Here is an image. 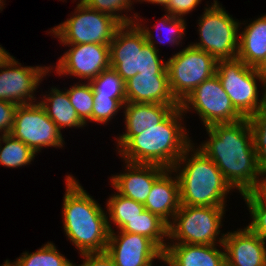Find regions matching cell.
Listing matches in <instances>:
<instances>
[{
    "label": "cell",
    "mask_w": 266,
    "mask_h": 266,
    "mask_svg": "<svg viewBox=\"0 0 266 266\" xmlns=\"http://www.w3.org/2000/svg\"><path fill=\"white\" fill-rule=\"evenodd\" d=\"M69 262L52 242H47L33 253H22L13 263L15 266H68Z\"/></svg>",
    "instance_id": "28"
},
{
    "label": "cell",
    "mask_w": 266,
    "mask_h": 266,
    "mask_svg": "<svg viewBox=\"0 0 266 266\" xmlns=\"http://www.w3.org/2000/svg\"><path fill=\"white\" fill-rule=\"evenodd\" d=\"M68 97L72 106L80 118V120L87 125V121H92V110L94 105L93 88L91 84L85 82L70 86L67 90Z\"/></svg>",
    "instance_id": "30"
},
{
    "label": "cell",
    "mask_w": 266,
    "mask_h": 266,
    "mask_svg": "<svg viewBox=\"0 0 266 266\" xmlns=\"http://www.w3.org/2000/svg\"><path fill=\"white\" fill-rule=\"evenodd\" d=\"M125 163V172L113 175L111 185L127 198L144 204L154 182L167 170L154 164Z\"/></svg>",
    "instance_id": "17"
},
{
    "label": "cell",
    "mask_w": 266,
    "mask_h": 266,
    "mask_svg": "<svg viewBox=\"0 0 266 266\" xmlns=\"http://www.w3.org/2000/svg\"><path fill=\"white\" fill-rule=\"evenodd\" d=\"M70 47L55 65L59 76H77L87 82L97 77L103 70L110 68V47L95 43L63 44Z\"/></svg>",
    "instance_id": "14"
},
{
    "label": "cell",
    "mask_w": 266,
    "mask_h": 266,
    "mask_svg": "<svg viewBox=\"0 0 266 266\" xmlns=\"http://www.w3.org/2000/svg\"><path fill=\"white\" fill-rule=\"evenodd\" d=\"M216 245L168 244L164 264L168 266H226L225 250Z\"/></svg>",
    "instance_id": "21"
},
{
    "label": "cell",
    "mask_w": 266,
    "mask_h": 266,
    "mask_svg": "<svg viewBox=\"0 0 266 266\" xmlns=\"http://www.w3.org/2000/svg\"><path fill=\"white\" fill-rule=\"evenodd\" d=\"M215 74L234 108L244 118H249L266 105V82L257 74L254 67L247 66L238 58L219 60L216 63ZM257 81L262 82L264 87L260 100Z\"/></svg>",
    "instance_id": "7"
},
{
    "label": "cell",
    "mask_w": 266,
    "mask_h": 266,
    "mask_svg": "<svg viewBox=\"0 0 266 266\" xmlns=\"http://www.w3.org/2000/svg\"><path fill=\"white\" fill-rule=\"evenodd\" d=\"M91 266H116L106 251L91 253Z\"/></svg>",
    "instance_id": "37"
},
{
    "label": "cell",
    "mask_w": 266,
    "mask_h": 266,
    "mask_svg": "<svg viewBox=\"0 0 266 266\" xmlns=\"http://www.w3.org/2000/svg\"><path fill=\"white\" fill-rule=\"evenodd\" d=\"M13 56L10 55L1 45H0V67L7 64Z\"/></svg>",
    "instance_id": "40"
},
{
    "label": "cell",
    "mask_w": 266,
    "mask_h": 266,
    "mask_svg": "<svg viewBox=\"0 0 266 266\" xmlns=\"http://www.w3.org/2000/svg\"><path fill=\"white\" fill-rule=\"evenodd\" d=\"M200 2L201 0H170L165 11L172 16L183 18L193 11Z\"/></svg>",
    "instance_id": "36"
},
{
    "label": "cell",
    "mask_w": 266,
    "mask_h": 266,
    "mask_svg": "<svg viewBox=\"0 0 266 266\" xmlns=\"http://www.w3.org/2000/svg\"><path fill=\"white\" fill-rule=\"evenodd\" d=\"M264 176V177H262ZM263 200H266V167L261 168L258 184L254 190Z\"/></svg>",
    "instance_id": "38"
},
{
    "label": "cell",
    "mask_w": 266,
    "mask_h": 266,
    "mask_svg": "<svg viewBox=\"0 0 266 266\" xmlns=\"http://www.w3.org/2000/svg\"><path fill=\"white\" fill-rule=\"evenodd\" d=\"M168 224L159 216L144 210L142 214L126 223L120 231L139 234L151 239L163 252L167 248Z\"/></svg>",
    "instance_id": "24"
},
{
    "label": "cell",
    "mask_w": 266,
    "mask_h": 266,
    "mask_svg": "<svg viewBox=\"0 0 266 266\" xmlns=\"http://www.w3.org/2000/svg\"><path fill=\"white\" fill-rule=\"evenodd\" d=\"M93 88V96L109 98H126L125 81L113 68L103 70L97 77L89 82Z\"/></svg>",
    "instance_id": "29"
},
{
    "label": "cell",
    "mask_w": 266,
    "mask_h": 266,
    "mask_svg": "<svg viewBox=\"0 0 266 266\" xmlns=\"http://www.w3.org/2000/svg\"><path fill=\"white\" fill-rule=\"evenodd\" d=\"M73 16L50 29L62 44L110 45L121 24L109 15L88 7L81 0Z\"/></svg>",
    "instance_id": "9"
},
{
    "label": "cell",
    "mask_w": 266,
    "mask_h": 266,
    "mask_svg": "<svg viewBox=\"0 0 266 266\" xmlns=\"http://www.w3.org/2000/svg\"><path fill=\"white\" fill-rule=\"evenodd\" d=\"M88 7L95 9L103 14L109 15L116 19L121 25L134 23L135 20L138 21L139 15L134 13V17L127 16V14H119L121 11L129 9L131 10L133 1L137 0H81ZM117 11V12H116Z\"/></svg>",
    "instance_id": "31"
},
{
    "label": "cell",
    "mask_w": 266,
    "mask_h": 266,
    "mask_svg": "<svg viewBox=\"0 0 266 266\" xmlns=\"http://www.w3.org/2000/svg\"><path fill=\"white\" fill-rule=\"evenodd\" d=\"M137 1L141 3L145 1L152 4H159L162 5L164 8H166L170 0H137Z\"/></svg>",
    "instance_id": "42"
},
{
    "label": "cell",
    "mask_w": 266,
    "mask_h": 266,
    "mask_svg": "<svg viewBox=\"0 0 266 266\" xmlns=\"http://www.w3.org/2000/svg\"><path fill=\"white\" fill-rule=\"evenodd\" d=\"M225 207L180 205L168 226V239L175 242H168V244L216 245L219 243L222 247L225 234L220 232V228ZM220 233L222 236L218 240Z\"/></svg>",
    "instance_id": "6"
},
{
    "label": "cell",
    "mask_w": 266,
    "mask_h": 266,
    "mask_svg": "<svg viewBox=\"0 0 266 266\" xmlns=\"http://www.w3.org/2000/svg\"><path fill=\"white\" fill-rule=\"evenodd\" d=\"M1 266H15V264L13 262L11 263L9 260H6Z\"/></svg>",
    "instance_id": "43"
},
{
    "label": "cell",
    "mask_w": 266,
    "mask_h": 266,
    "mask_svg": "<svg viewBox=\"0 0 266 266\" xmlns=\"http://www.w3.org/2000/svg\"><path fill=\"white\" fill-rule=\"evenodd\" d=\"M180 105L126 102L124 108L125 133L116 138L119 149L131 136L139 135L148 127L158 125L174 108Z\"/></svg>",
    "instance_id": "19"
},
{
    "label": "cell",
    "mask_w": 266,
    "mask_h": 266,
    "mask_svg": "<svg viewBox=\"0 0 266 266\" xmlns=\"http://www.w3.org/2000/svg\"><path fill=\"white\" fill-rule=\"evenodd\" d=\"M257 74L266 82V57L255 67Z\"/></svg>",
    "instance_id": "39"
},
{
    "label": "cell",
    "mask_w": 266,
    "mask_h": 266,
    "mask_svg": "<svg viewBox=\"0 0 266 266\" xmlns=\"http://www.w3.org/2000/svg\"><path fill=\"white\" fill-rule=\"evenodd\" d=\"M135 23L139 26V28L144 33L146 42L151 44L155 49H157L156 48L157 46L155 44L157 42H159V44L164 43V39H166L167 42L172 43L173 45L175 44V46L179 45L181 43V40L184 37V32L186 30V22H185L184 18L175 17V16H172V15L167 13L160 19V21L157 25L153 26L158 31L160 29H165L166 30L165 32L168 31L166 33L167 38H161L158 41H156L155 40L156 36L154 37V34H152L153 32L151 30H149V27L144 26V24L140 23L139 21L138 22L135 21ZM157 38H159V36Z\"/></svg>",
    "instance_id": "27"
},
{
    "label": "cell",
    "mask_w": 266,
    "mask_h": 266,
    "mask_svg": "<svg viewBox=\"0 0 266 266\" xmlns=\"http://www.w3.org/2000/svg\"><path fill=\"white\" fill-rule=\"evenodd\" d=\"M198 21L200 42L191 43L192 46L209 53L216 61L237 58L239 20L232 18L217 0H213Z\"/></svg>",
    "instance_id": "8"
},
{
    "label": "cell",
    "mask_w": 266,
    "mask_h": 266,
    "mask_svg": "<svg viewBox=\"0 0 266 266\" xmlns=\"http://www.w3.org/2000/svg\"><path fill=\"white\" fill-rule=\"evenodd\" d=\"M167 169L152 185L150 194L143 204L146 210L159 216L168 225L172 222L180 203L179 181Z\"/></svg>",
    "instance_id": "20"
},
{
    "label": "cell",
    "mask_w": 266,
    "mask_h": 266,
    "mask_svg": "<svg viewBox=\"0 0 266 266\" xmlns=\"http://www.w3.org/2000/svg\"><path fill=\"white\" fill-rule=\"evenodd\" d=\"M183 113L195 109L206 127L232 123L244 117L234 108L230 97L215 74L198 85L181 103Z\"/></svg>",
    "instance_id": "11"
},
{
    "label": "cell",
    "mask_w": 266,
    "mask_h": 266,
    "mask_svg": "<svg viewBox=\"0 0 266 266\" xmlns=\"http://www.w3.org/2000/svg\"><path fill=\"white\" fill-rule=\"evenodd\" d=\"M125 84L127 102L180 105L171 93L168 73H138Z\"/></svg>",
    "instance_id": "18"
},
{
    "label": "cell",
    "mask_w": 266,
    "mask_h": 266,
    "mask_svg": "<svg viewBox=\"0 0 266 266\" xmlns=\"http://www.w3.org/2000/svg\"><path fill=\"white\" fill-rule=\"evenodd\" d=\"M17 106L16 103L0 100V132L2 135L10 134Z\"/></svg>",
    "instance_id": "35"
},
{
    "label": "cell",
    "mask_w": 266,
    "mask_h": 266,
    "mask_svg": "<svg viewBox=\"0 0 266 266\" xmlns=\"http://www.w3.org/2000/svg\"><path fill=\"white\" fill-rule=\"evenodd\" d=\"M63 199L64 232L80 255L104 252L108 244L107 213L74 176H66ZM78 181V182H77Z\"/></svg>",
    "instance_id": "2"
},
{
    "label": "cell",
    "mask_w": 266,
    "mask_h": 266,
    "mask_svg": "<svg viewBox=\"0 0 266 266\" xmlns=\"http://www.w3.org/2000/svg\"><path fill=\"white\" fill-rule=\"evenodd\" d=\"M210 139L199 145L219 168L226 182L241 195L255 190L261 167L256 161L248 118L206 127Z\"/></svg>",
    "instance_id": "1"
},
{
    "label": "cell",
    "mask_w": 266,
    "mask_h": 266,
    "mask_svg": "<svg viewBox=\"0 0 266 266\" xmlns=\"http://www.w3.org/2000/svg\"><path fill=\"white\" fill-rule=\"evenodd\" d=\"M107 223L109 231H112L113 224L120 230L126 223L130 220L135 219L137 216L142 214L145 210V207L142 203L134 201L133 199L127 198L118 192L110 196L107 201Z\"/></svg>",
    "instance_id": "25"
},
{
    "label": "cell",
    "mask_w": 266,
    "mask_h": 266,
    "mask_svg": "<svg viewBox=\"0 0 266 266\" xmlns=\"http://www.w3.org/2000/svg\"><path fill=\"white\" fill-rule=\"evenodd\" d=\"M52 69L51 66L24 67L13 57L0 67V100L17 105L35 103L34 91L36 92L42 78Z\"/></svg>",
    "instance_id": "13"
},
{
    "label": "cell",
    "mask_w": 266,
    "mask_h": 266,
    "mask_svg": "<svg viewBox=\"0 0 266 266\" xmlns=\"http://www.w3.org/2000/svg\"><path fill=\"white\" fill-rule=\"evenodd\" d=\"M181 107L174 108L158 125L131 136L118 150L126 162L154 164L172 169L192 144L182 125Z\"/></svg>",
    "instance_id": "3"
},
{
    "label": "cell",
    "mask_w": 266,
    "mask_h": 266,
    "mask_svg": "<svg viewBox=\"0 0 266 266\" xmlns=\"http://www.w3.org/2000/svg\"><path fill=\"white\" fill-rule=\"evenodd\" d=\"M257 164L266 167V105L248 118Z\"/></svg>",
    "instance_id": "32"
},
{
    "label": "cell",
    "mask_w": 266,
    "mask_h": 266,
    "mask_svg": "<svg viewBox=\"0 0 266 266\" xmlns=\"http://www.w3.org/2000/svg\"><path fill=\"white\" fill-rule=\"evenodd\" d=\"M266 57V14L239 31L237 58L256 67Z\"/></svg>",
    "instance_id": "22"
},
{
    "label": "cell",
    "mask_w": 266,
    "mask_h": 266,
    "mask_svg": "<svg viewBox=\"0 0 266 266\" xmlns=\"http://www.w3.org/2000/svg\"><path fill=\"white\" fill-rule=\"evenodd\" d=\"M193 147L192 143L171 169L179 181L181 205L225 206L232 187L217 165L202 150Z\"/></svg>",
    "instance_id": "4"
},
{
    "label": "cell",
    "mask_w": 266,
    "mask_h": 266,
    "mask_svg": "<svg viewBox=\"0 0 266 266\" xmlns=\"http://www.w3.org/2000/svg\"><path fill=\"white\" fill-rule=\"evenodd\" d=\"M217 61L191 44L167 60L169 86L181 103L198 85L216 73Z\"/></svg>",
    "instance_id": "10"
},
{
    "label": "cell",
    "mask_w": 266,
    "mask_h": 266,
    "mask_svg": "<svg viewBox=\"0 0 266 266\" xmlns=\"http://www.w3.org/2000/svg\"><path fill=\"white\" fill-rule=\"evenodd\" d=\"M93 99L92 121L101 124L108 123L127 102L126 98H109L105 96H93Z\"/></svg>",
    "instance_id": "34"
},
{
    "label": "cell",
    "mask_w": 266,
    "mask_h": 266,
    "mask_svg": "<svg viewBox=\"0 0 266 266\" xmlns=\"http://www.w3.org/2000/svg\"><path fill=\"white\" fill-rule=\"evenodd\" d=\"M266 239L248 226L227 232L223 241L226 266H266Z\"/></svg>",
    "instance_id": "16"
},
{
    "label": "cell",
    "mask_w": 266,
    "mask_h": 266,
    "mask_svg": "<svg viewBox=\"0 0 266 266\" xmlns=\"http://www.w3.org/2000/svg\"><path fill=\"white\" fill-rule=\"evenodd\" d=\"M4 143L3 147L2 142ZM36 154L24 142L14 138L11 134L0 136V165L17 168L31 164Z\"/></svg>",
    "instance_id": "26"
},
{
    "label": "cell",
    "mask_w": 266,
    "mask_h": 266,
    "mask_svg": "<svg viewBox=\"0 0 266 266\" xmlns=\"http://www.w3.org/2000/svg\"><path fill=\"white\" fill-rule=\"evenodd\" d=\"M109 232L106 252L116 266H153L154 259L164 262V252L149 238L128 232Z\"/></svg>",
    "instance_id": "15"
},
{
    "label": "cell",
    "mask_w": 266,
    "mask_h": 266,
    "mask_svg": "<svg viewBox=\"0 0 266 266\" xmlns=\"http://www.w3.org/2000/svg\"><path fill=\"white\" fill-rule=\"evenodd\" d=\"M42 99L44 100H40V105L45 109L47 116L57 125L60 131L65 127L83 128L86 126L72 106L67 90L64 92L56 87H51L50 93L44 95Z\"/></svg>",
    "instance_id": "23"
},
{
    "label": "cell",
    "mask_w": 266,
    "mask_h": 266,
    "mask_svg": "<svg viewBox=\"0 0 266 266\" xmlns=\"http://www.w3.org/2000/svg\"><path fill=\"white\" fill-rule=\"evenodd\" d=\"M251 215V223L247 225L254 233L266 239V200L255 191L242 195Z\"/></svg>",
    "instance_id": "33"
},
{
    "label": "cell",
    "mask_w": 266,
    "mask_h": 266,
    "mask_svg": "<svg viewBox=\"0 0 266 266\" xmlns=\"http://www.w3.org/2000/svg\"><path fill=\"white\" fill-rule=\"evenodd\" d=\"M4 0H0V10L2 11V7L5 5V3L3 2ZM4 3V4H3Z\"/></svg>",
    "instance_id": "44"
},
{
    "label": "cell",
    "mask_w": 266,
    "mask_h": 266,
    "mask_svg": "<svg viewBox=\"0 0 266 266\" xmlns=\"http://www.w3.org/2000/svg\"><path fill=\"white\" fill-rule=\"evenodd\" d=\"M109 47L110 67L125 82L138 73H168L167 61L160 59L159 49L146 42L135 22L121 25Z\"/></svg>",
    "instance_id": "5"
},
{
    "label": "cell",
    "mask_w": 266,
    "mask_h": 266,
    "mask_svg": "<svg viewBox=\"0 0 266 266\" xmlns=\"http://www.w3.org/2000/svg\"><path fill=\"white\" fill-rule=\"evenodd\" d=\"M10 134L29 146L34 153L43 147H63L64 138L39 102L18 105Z\"/></svg>",
    "instance_id": "12"
},
{
    "label": "cell",
    "mask_w": 266,
    "mask_h": 266,
    "mask_svg": "<svg viewBox=\"0 0 266 266\" xmlns=\"http://www.w3.org/2000/svg\"><path fill=\"white\" fill-rule=\"evenodd\" d=\"M81 256L84 257V261L81 265L78 266H91V253H85ZM68 266H76V264H73V262L70 261Z\"/></svg>",
    "instance_id": "41"
}]
</instances>
